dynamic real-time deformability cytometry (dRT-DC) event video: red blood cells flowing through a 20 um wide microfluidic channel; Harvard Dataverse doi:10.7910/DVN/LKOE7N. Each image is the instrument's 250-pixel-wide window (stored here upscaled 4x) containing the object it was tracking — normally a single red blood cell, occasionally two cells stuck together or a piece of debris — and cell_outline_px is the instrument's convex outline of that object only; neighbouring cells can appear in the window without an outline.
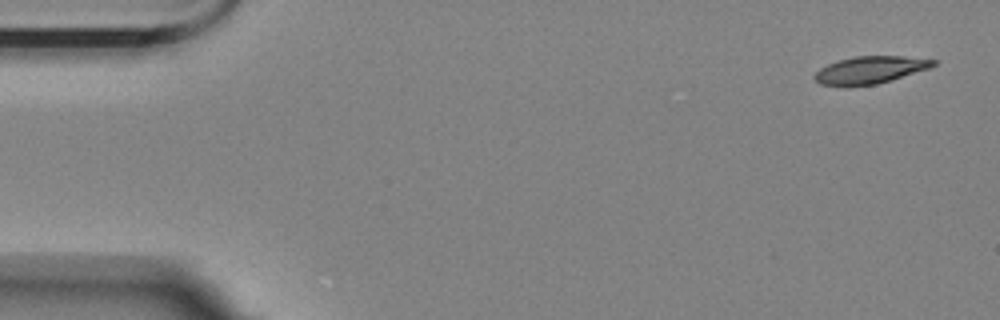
{"species": "Egyptian fruit bat (a non-hibernating species)", "species_latin": "Rousettus aegyptiacus", "temperature_condition": "room temperature", "stored_images_in_passage": 8, "camera_frame_rate_fps": 3000, "um_per_image_px": 0.085, "animal": {"sex": "female"}, "frame": {"image": 1, "passage_image": 1, "time_ms": 0.0, "image_size_px": [1000, 320], "cell_outline_px": [[936, 64], [928, 68], [876, 84], [820, 84], [812, 76], [820, 68], [828, 64], [840, 60], [856, 56], [904, 56], [936, 60]], "centroid_in_image_um": [73.96, 5.91], "position_along_channel_um": 11.0, "area_um2": 18.09}}
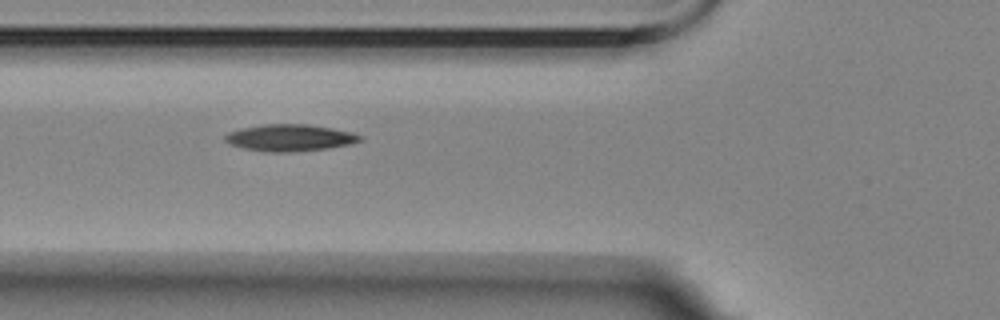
{"frame": {"image": 2, "passage_image": 5, "time_ms": 6.0, "image_size_px": [1000, 320], "cell_outline_px": [[364, 140], [348, 144], [328, 148], [292, 152], [264, 152], [244, 148], [228, 144], [224, 140], [224, 136], [228, 132], [240, 128], [264, 124], [308, 124], [332, 128], [352, 132], [364, 136]], "centroid_in_image_um": [24.62, 11.71], "position_along_channel_um": 101.2, "area_um2": 21.27}}
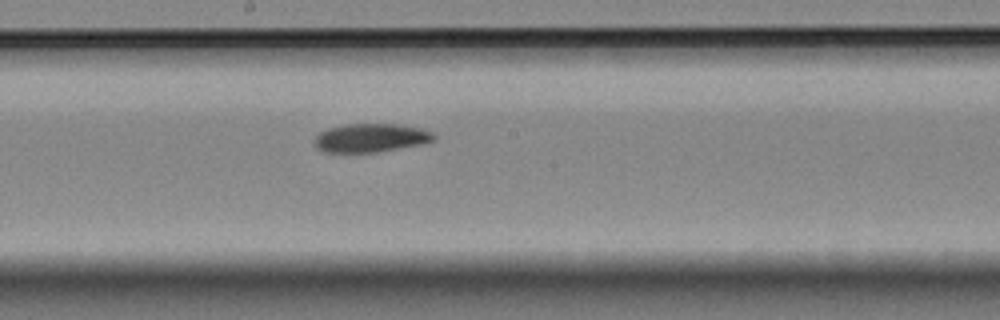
{"frame": {"image": 3, "passage_image": 8, "time_ms": 9.333, "image_size_px": [1000, 320], "cell_outline_px": [[436, 140], [424, 144], [376, 152], [324, 152], [316, 148], [312, 144], [312, 140], [320, 132], [328, 128], [344, 124], [396, 124], [420, 128], [432, 132], [436, 136]], "centroid_in_image_um": [31.5, 11.72], "position_along_channel_um": 216.7, "area_um2": 20.11}}